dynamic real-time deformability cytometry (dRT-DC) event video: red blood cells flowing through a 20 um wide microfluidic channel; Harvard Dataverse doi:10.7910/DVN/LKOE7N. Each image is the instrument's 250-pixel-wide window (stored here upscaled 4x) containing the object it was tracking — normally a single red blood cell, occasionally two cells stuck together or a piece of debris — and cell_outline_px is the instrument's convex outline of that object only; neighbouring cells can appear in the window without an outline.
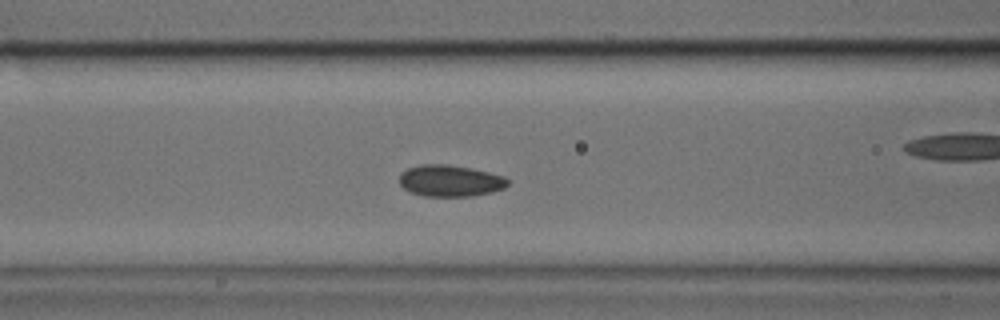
{"species": "common noctule bat (a hibernating species)", "species_latin": "Nyctalus noctula", "temperature_condition": "cold", "stored_images_in_passage": 45, "camera_frame_rate_fps": 3000, "um_per_image_px": 0.085, "animal": {"sex": "male", "body_mass_g": 17.9, "forearm_length_mm": 54.2}, "frame": {"image": 1, "passage_image": 14, "time_ms": 4.333, "image_size_px": [1000, 320], "cell_outline_px": [[508, 184], [504, 188], [492, 192], [472, 196], [424, 196], [412, 192], [404, 188], [400, 184], [400, 172], [408, 168], [420, 164], [448, 164], [472, 168], [504, 176], [508, 180]], "centroid_in_image_um": [38.26, 15.36], "position_along_channel_um": 128.3, "area_um2": 19.94}}
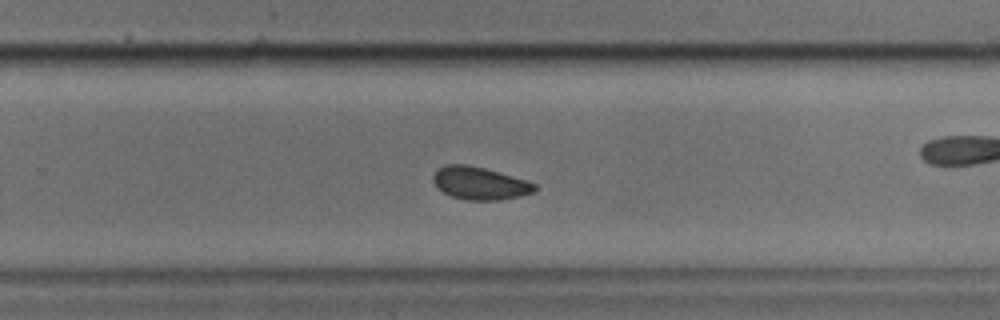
{"frame": {"image": 2, "passage_image": 26, "time_ms": 8.333, "image_size_px": [1000, 320], "cell_outline_px": [[540, 188], [536, 192], [520, 196], [500, 200], [468, 200], [452, 196], [436, 188], [432, 180], [432, 176], [440, 168], [448, 164], [468, 164], [484, 168], [528, 180], [536, 184]], "centroid_in_image_um": [40.83, 15.58], "position_along_channel_um": 289.0, "area_um2": 19.54}}
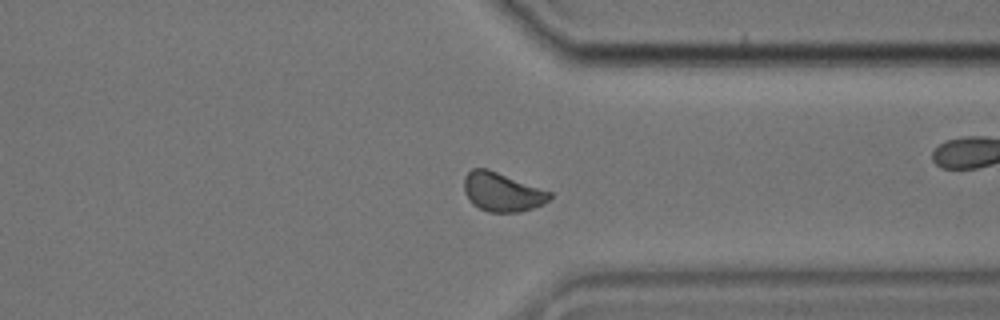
{"frame": {"image": 3, "passage_image": 32, "time_ms": 10.333, "image_size_px": [1000, 320], "cell_outline_px": [[552, 196], [544, 204], [520, 212], [488, 212], [472, 204], [468, 200], [464, 192], [464, 176], [472, 168], [488, 168], [552, 192]], "centroid_in_image_um": [42.66, 16.31], "position_along_channel_um": 368.7, "area_um2": 19.59}}